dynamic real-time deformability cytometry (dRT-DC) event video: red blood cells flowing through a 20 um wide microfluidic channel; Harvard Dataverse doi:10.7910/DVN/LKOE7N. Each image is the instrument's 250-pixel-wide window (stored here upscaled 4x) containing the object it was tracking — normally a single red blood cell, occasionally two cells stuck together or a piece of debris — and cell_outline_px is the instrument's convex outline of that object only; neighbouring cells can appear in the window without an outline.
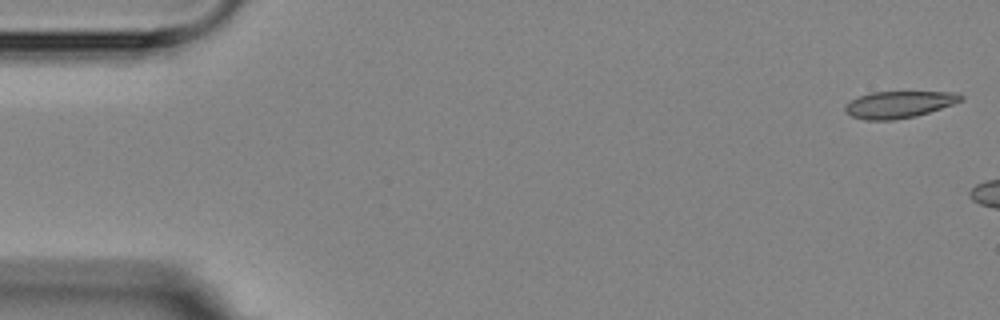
{"species": "Egyptian fruit bat (a non-hibernating species)", "species_latin": "Rousettus aegyptiacus", "temperature_condition": "room temperature", "stored_images_in_passage": 3, "camera_frame_rate_fps": 3000, "um_per_image_px": 0.085, "animal": {"sex": "female"}, "frame": {"image": 1, "passage_image": 1, "time_ms": 0.0, "image_size_px": [1000, 320], "cell_outline_px": [[964, 100], [916, 116], [892, 120], [864, 120], [852, 116], [844, 112], [844, 108], [852, 100], [860, 96], [872, 92], [960, 92], [964, 96]], "centroid_in_image_um": [76.43, 8.88], "position_along_channel_um": 8.6, "area_um2": 17.98}}